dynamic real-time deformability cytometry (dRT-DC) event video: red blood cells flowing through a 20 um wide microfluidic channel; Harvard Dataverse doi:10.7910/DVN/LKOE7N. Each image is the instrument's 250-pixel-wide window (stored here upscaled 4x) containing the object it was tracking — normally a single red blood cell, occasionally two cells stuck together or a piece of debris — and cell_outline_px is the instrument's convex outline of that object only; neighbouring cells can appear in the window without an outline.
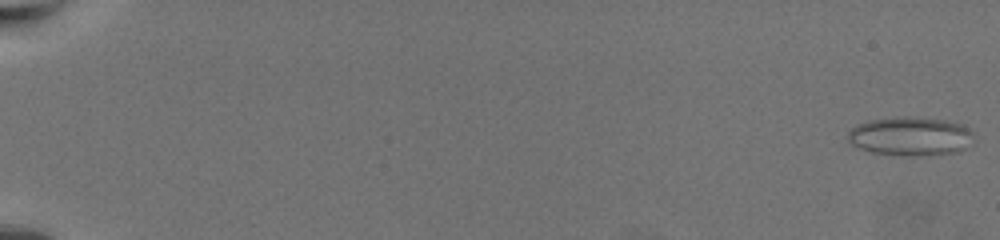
{"species": "common noctule bat (a hibernating species)", "species_latin": "Nyctalus noctula", "temperature_condition": "warm", "stored_images_in_passage": 64, "camera_frame_rate_fps": 3000, "um_per_image_px": 0.085, "animal": {"sex": "female", "body_mass_g": 19.5, "forearm_length_mm": 54.1}, "frame": {"image": 1, "passage_image": 1, "time_ms": 0.0, "image_size_px": [1000, 240], "cell_outline_px": [[972, 132], [960, 148], [956, 152], [872, 152], [860, 148], [852, 144], [848, 140], [848, 132], [852, 128], [860, 124], [872, 120], [944, 120], [960, 124]], "centroid_in_image_um": [77.27, 11.56], "position_along_channel_um": 7.7, "area_um2": 25.03}}
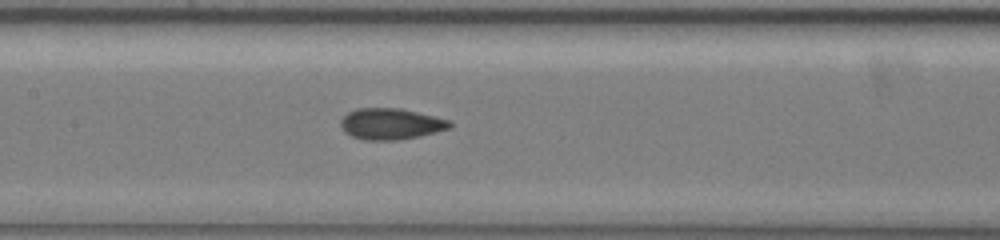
{"frame": {"image": 2, "passage_image": 35, "time_ms": 11.333, "image_size_px": [1000, 240], "cell_outline_px": [[452, 124], [448, 128], [416, 136], [396, 140], [364, 140], [352, 136], [344, 132], [340, 124], [340, 120], [348, 112], [356, 108], [400, 108], [448, 120]], "centroid_in_image_um": [33.13, 10.52], "position_along_channel_um": 174.3, "area_um2": 19.42}}
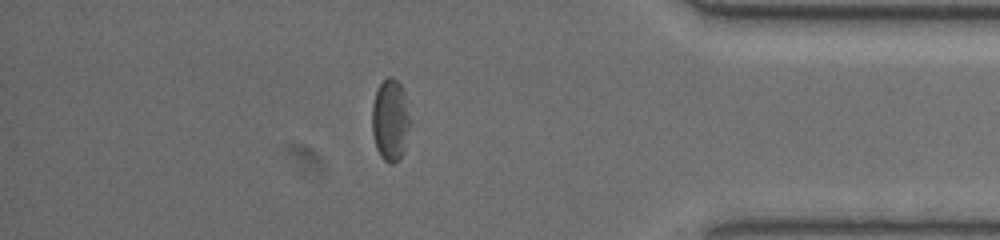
{"frame": {"image": 3, "passage_image": 57, "time_ms": 18.667, "image_size_px": [1000, 240], "cell_outline_px": [[412, 120], [404, 152], [392, 164], [388, 164], [380, 156], [376, 148], [372, 132], [372, 104], [376, 92], [380, 84], [388, 76], [392, 76], [400, 84], [404, 92]], "centroid_in_image_um": [33.2, 10.21], "position_along_channel_um": 402.0, "area_um2": 18.5}, "authors_computed_cell_mechanics": {"area_um2": 19.6231, "velocity_mm_per_s": 3.4094, "shape_relaxation_time_tau1_ms": 5.2984, "shape_relaxation_time_tau2_ms": 1.7327, "deformation_change_tau1": 0.1261, "deformation_change_tau2": 0.0513}}